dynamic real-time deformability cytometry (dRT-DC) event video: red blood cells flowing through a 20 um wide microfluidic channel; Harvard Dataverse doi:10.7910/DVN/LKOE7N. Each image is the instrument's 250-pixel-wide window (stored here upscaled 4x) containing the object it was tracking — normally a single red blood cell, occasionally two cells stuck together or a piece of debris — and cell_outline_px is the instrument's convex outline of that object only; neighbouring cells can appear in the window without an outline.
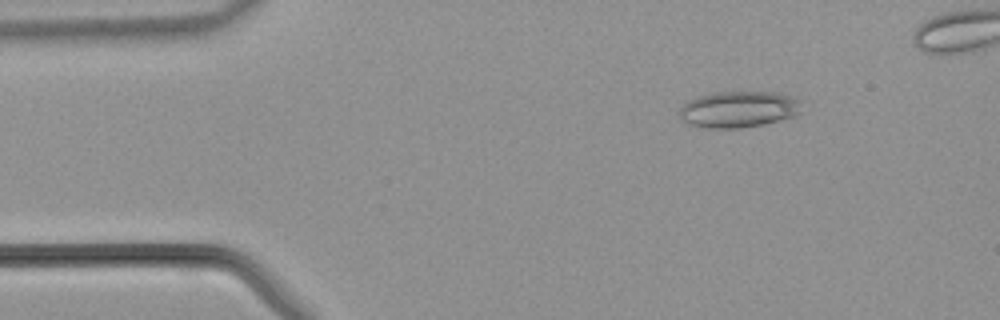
{"species": "common noctule bat (a hibernating species)", "species_latin": "Nyctalus noctula", "temperature_condition": "warm", "stored_images_in_passage": 33, "camera_frame_rate_fps": 3000, "um_per_image_px": 0.085, "animal": {"sex": "male", "body_mass_g": 21.5, "forearm_length_mm": 52.0}, "frame": {"image": 1, "passage_image": 1, "time_ms": 0.0, "image_size_px": [1000, 320], "cell_outline_px": [[804, 112], [796, 116], [764, 124], [740, 128], [708, 128], [688, 124], [680, 116], [680, 108], [688, 100], [700, 96], [716, 92], [776, 92], [788, 96], [796, 100]], "centroid_in_image_um": [62.79, 9.3], "position_along_channel_um": 22.2, "area_um2": 25.72}}
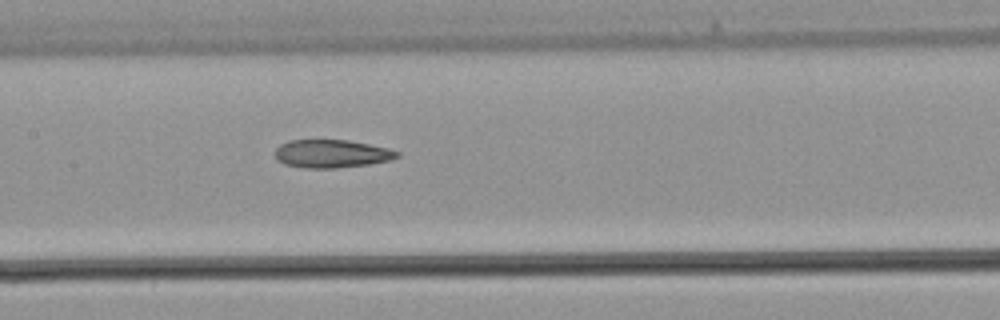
{"frame": {"image": 2, "passage_image": 15, "time_ms": 4.667, "image_size_px": [1000, 320], "cell_outline_px": [[400, 156], [392, 160], [368, 164], [336, 168], [304, 168], [284, 164], [276, 156], [276, 148], [280, 144], [288, 140], [348, 140], [388, 148], [400, 152]], "centroid_in_image_um": [28.21, 13.06], "position_along_channel_um": 179.2, "area_um2": 19.94}}
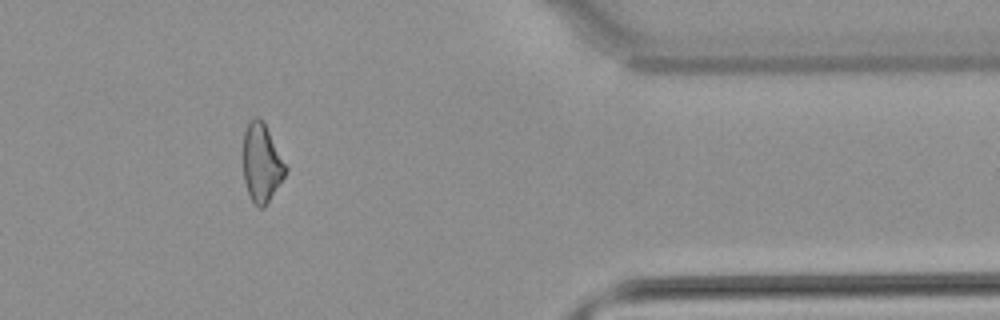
{"frame": {"image": 3, "passage_image": 30, "time_ms": 9.667, "image_size_px": [1000, 320], "cell_outline_px": [[288, 168], [284, 176], [264, 208], [260, 208], [252, 200], [248, 192], [244, 180], [244, 132], [248, 124], [256, 116], [264, 124]], "centroid_in_image_um": [22.24, 13.88], "position_along_channel_um": 389.2, "area_um2": 18.67}}